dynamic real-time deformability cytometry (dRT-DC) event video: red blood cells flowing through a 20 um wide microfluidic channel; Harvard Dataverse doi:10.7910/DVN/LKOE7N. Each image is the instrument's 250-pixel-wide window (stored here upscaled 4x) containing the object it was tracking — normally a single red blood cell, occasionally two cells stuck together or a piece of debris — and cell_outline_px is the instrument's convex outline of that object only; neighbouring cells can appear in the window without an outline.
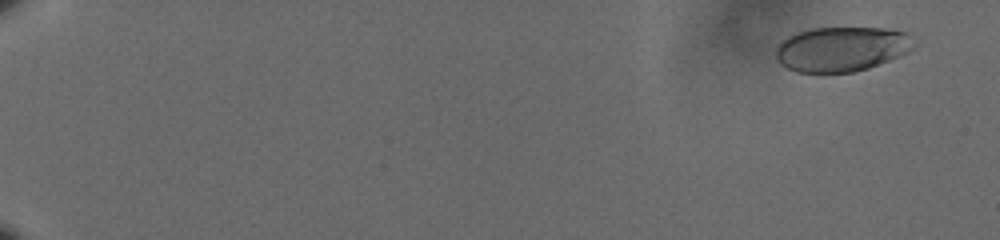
{"species": "human", "species_latin": "Homo sapiens", "temperature_condition": "cold", "stored_images_in_passage": 61, "camera_frame_rate_fps": 3000, "um_per_image_px": 0.085, "donor": {"sex": "male"}, "frame": {"image": 1, "passage_image": 4, "time_ms": 1.0, "image_size_px": [1000, 240], "cell_outline_px": [[916, 48], [900, 56], [868, 68], [852, 72], [796, 72], [780, 64], [776, 60], [776, 44], [788, 36], [796, 32], [812, 28], [884, 28], [908, 32], [916, 44]], "centroid_in_image_um": [71.54, 4.16], "position_along_channel_um": 13.5, "area_um2": 36.36}}
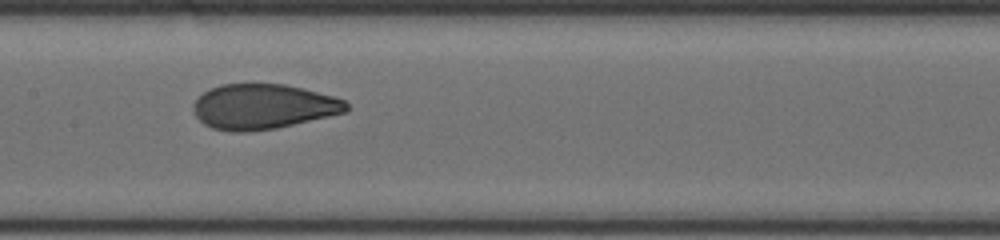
{"frame": {"image": 2, "passage_image": 35, "time_ms": 11.333, "image_size_px": [1000, 240], "cell_outline_px": [[348, 108], [344, 112], [328, 116], [276, 128], [244, 132], [232, 132], [212, 128], [204, 124], [196, 116], [192, 108], [196, 100], [208, 88], [220, 84], [284, 84], [304, 88], [332, 96], [344, 100], [348, 104]], "centroid_in_image_um": [22.33, 9.06], "position_along_channel_um": 185.1, "area_um2": 40.0}}
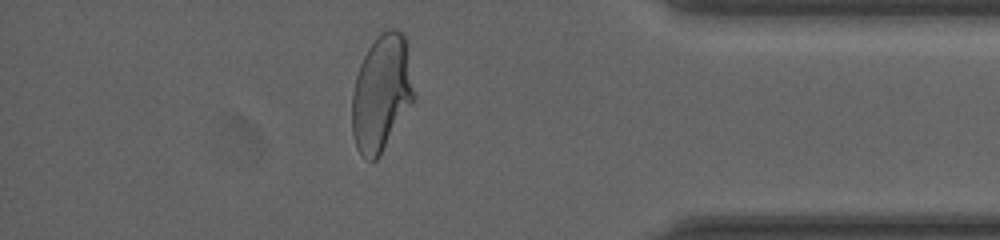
{"frame": {"image": 3, "passage_image": 55, "time_ms": 18.0, "image_size_px": [1000, 240], "cell_outline_px": [[416, 96], [380, 156], [376, 160], [368, 160], [356, 148], [352, 132], [352, 92], [356, 76], [360, 64], [368, 48], [384, 32], [392, 28], [396, 28], [404, 32]], "centroid_in_image_um": [32.43, 7.93], "position_along_channel_um": 402.8, "area_um2": 41.85}, "authors_computed_cell_mechanics": {"area_um2": 40.4022, "velocity_mm_per_s": 3.584, "shape_relaxation_time_tau1_ms": 6.2051, "shape_relaxation_time_tau2_ms": null, "deformation_change_tau1": 0.2026, "deformation_change_tau2": null}}